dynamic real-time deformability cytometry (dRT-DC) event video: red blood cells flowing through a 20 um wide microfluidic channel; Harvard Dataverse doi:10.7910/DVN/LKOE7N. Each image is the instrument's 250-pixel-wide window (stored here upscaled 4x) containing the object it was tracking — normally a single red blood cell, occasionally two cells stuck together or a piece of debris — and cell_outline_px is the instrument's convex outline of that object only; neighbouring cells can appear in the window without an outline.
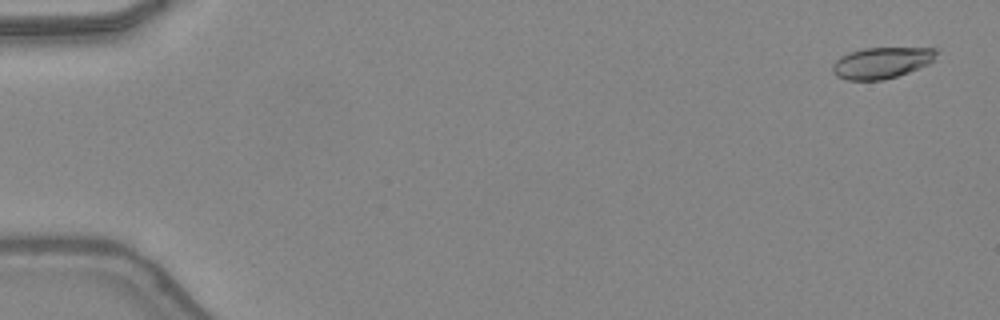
{"species": "common noctule bat (a hibernating species)", "species_latin": "Nyctalus noctula", "temperature_condition": "warm", "stored_images_in_passage": 17, "camera_frame_rate_fps": 3000, "um_per_image_px": 0.085, "animal": {"sex": "female", "body_mass_g": 24.6, "forearm_length_mm": 56.2}, "frame": {"image": 1, "passage_image": 2, "time_ms": 0.333, "image_size_px": [1000, 320], "cell_outline_px": [[936, 52], [932, 60], [928, 64], [920, 68], [884, 80], [848, 80], [836, 76], [832, 72], [832, 64], [840, 56], [848, 52], [864, 48], [936, 48]], "centroid_in_image_um": [74.88, 5.34], "position_along_channel_um": 10.1, "area_um2": 18.84}}
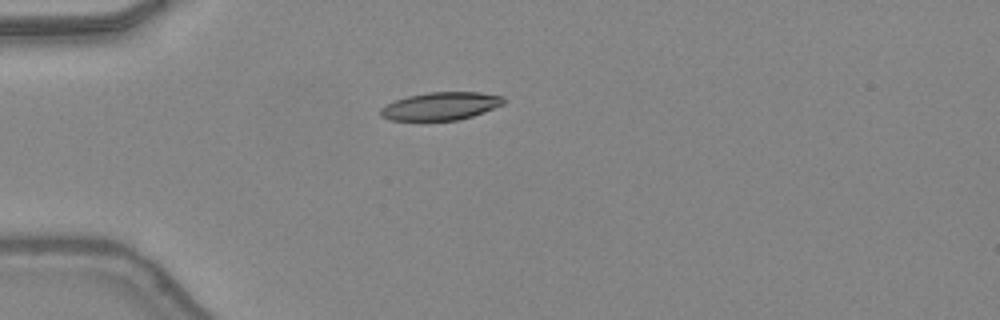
{"frame": {"image": 2, "passage_image": 14, "time_ms": 4.333, "image_size_px": [1000, 320], "cell_outline_px": [[504, 104], [484, 112], [460, 120], [388, 120], [380, 116], [380, 108], [396, 100], [408, 96], [428, 92], [480, 92], [504, 96]], "centroid_in_image_um": [37.48, 9.02], "position_along_channel_um": 47.5, "area_um2": 20.0}}